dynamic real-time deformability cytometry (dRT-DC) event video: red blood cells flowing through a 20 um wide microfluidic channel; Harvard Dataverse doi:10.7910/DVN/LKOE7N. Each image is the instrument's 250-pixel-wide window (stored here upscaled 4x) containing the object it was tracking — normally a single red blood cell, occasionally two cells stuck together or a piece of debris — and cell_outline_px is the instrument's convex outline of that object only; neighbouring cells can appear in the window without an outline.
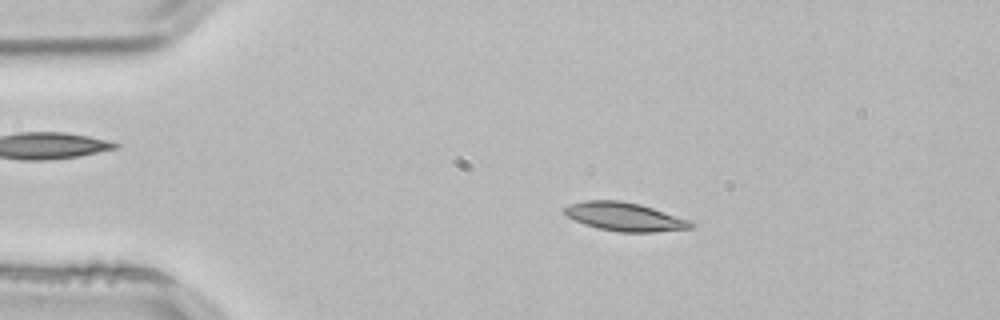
{"species": "common noctule bat (a hibernating species)", "species_latin": "Nyctalus noctula", "temperature_condition": "room temperature", "stored_images_in_passage": 26, "camera_frame_rate_fps": 3000, "um_per_image_px": 0.085, "animal": {"sex": "male", "body_mass_g": 21.5, "forearm_length_mm": 52.0}, "frame": {"image": 1, "passage_image": 9, "time_ms": 2.667, "image_size_px": [1000, 320], "cell_outline_px": [[696, 224], [692, 228], [652, 232], [620, 232], [600, 228], [584, 224], [568, 216], [560, 208], [568, 204], [584, 200], [620, 200], [640, 204], [688, 220]], "centroid_in_image_um": [53.05, 18.41], "position_along_channel_um": 32.0, "area_um2": 20.87}}
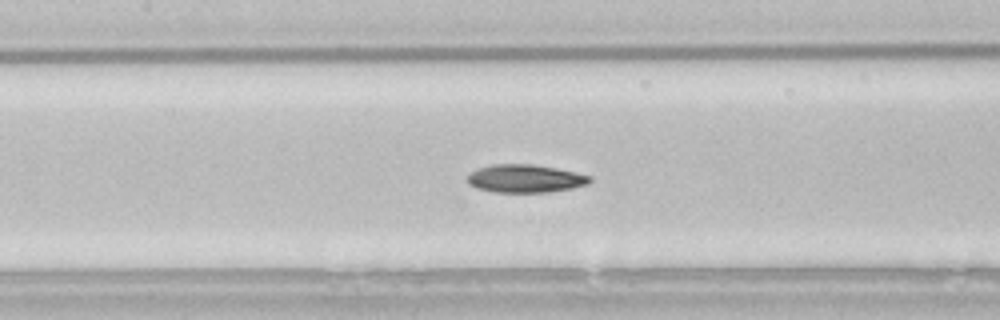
{"frame": {"image": 2, "passage_image": 23, "time_ms": 7.333, "image_size_px": [1000, 320], "cell_outline_px": [[592, 180], [588, 184], [572, 188], [548, 192], [496, 192], [476, 188], [468, 184], [468, 176], [472, 172], [480, 168], [492, 164], [532, 164], [556, 168], [576, 172], [592, 176]], "centroid_in_image_um": [44.68, 15.18], "position_along_channel_um": 162.7, "area_um2": 19.94}}